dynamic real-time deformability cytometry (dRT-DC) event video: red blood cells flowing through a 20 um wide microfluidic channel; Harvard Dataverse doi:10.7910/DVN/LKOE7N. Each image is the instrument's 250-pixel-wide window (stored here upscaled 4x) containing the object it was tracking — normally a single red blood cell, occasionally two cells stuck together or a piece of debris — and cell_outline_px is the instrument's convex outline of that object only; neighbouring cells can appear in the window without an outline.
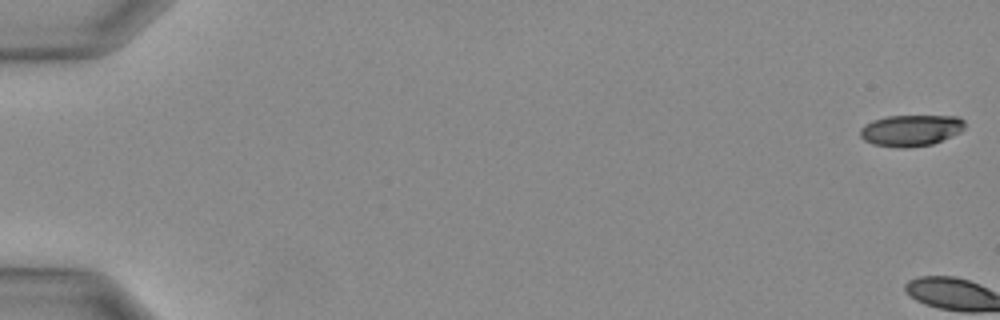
{"species": "Egyptian fruit bat (a non-hibernating species)", "species_latin": "Rousettus aegyptiacus", "temperature_condition": "warm", "stored_images_in_passage": 3, "camera_frame_rate_fps": 3000, "um_per_image_px": 0.085, "animal": {"sex": "female"}, "frame": {"image": 1, "passage_image": 1, "time_ms": 0.0, "image_size_px": [1000, 320], "cell_outline_px": [[964, 128], [960, 132], [952, 136], [932, 144], [908, 148], [896, 148], [872, 144], [864, 140], [860, 136], [860, 128], [864, 124], [872, 120], [888, 116], [960, 116], [964, 120]], "centroid_in_image_um": [77.4, 11.09], "position_along_channel_um": 7.6, "area_um2": 19.31}}